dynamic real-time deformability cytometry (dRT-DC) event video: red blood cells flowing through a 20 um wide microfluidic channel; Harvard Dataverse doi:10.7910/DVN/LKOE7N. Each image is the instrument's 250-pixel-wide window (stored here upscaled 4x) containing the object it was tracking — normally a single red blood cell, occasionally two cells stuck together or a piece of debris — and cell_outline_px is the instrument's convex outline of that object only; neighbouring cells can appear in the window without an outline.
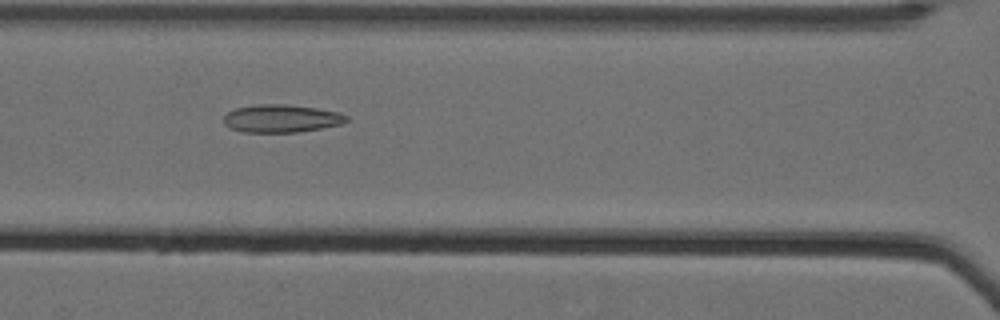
{"species": "Egyptian fruit bat (a non-hibernating species)", "species_latin": "Rousettus aegyptiacus", "temperature_condition": "cold", "stored_images_in_passage": 46, "camera_frame_rate_fps": 3000, "um_per_image_px": 0.085, "animal": {"sex": "female"}, "frame": {"image": 1, "passage_image": 16, "time_ms": 5.0, "image_size_px": [1000, 320], "cell_outline_px": [[348, 120], [340, 124], [320, 128], [296, 132], [244, 132], [232, 128], [224, 124], [224, 116], [228, 112], [236, 108], [256, 104], [284, 104], [316, 108], [340, 112], [348, 116]], "centroid_in_image_um": [23.92, 10.06], "position_along_channel_um": 142.7, "area_um2": 19.77}}
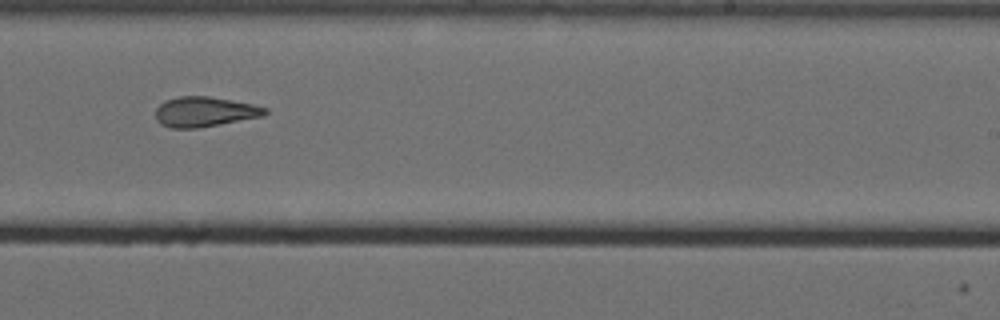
{"frame": {"image": 2, "passage_image": 27, "time_ms": 8.667, "image_size_px": [1000, 320], "cell_outline_px": [[268, 112], [264, 116], [220, 124], [196, 128], [172, 128], [160, 124], [156, 120], [156, 108], [164, 100], [180, 96], [208, 96], [252, 104], [268, 108]], "centroid_in_image_um": [17.38, 9.5], "position_along_channel_um": 271.6, "area_um2": 19.13}}
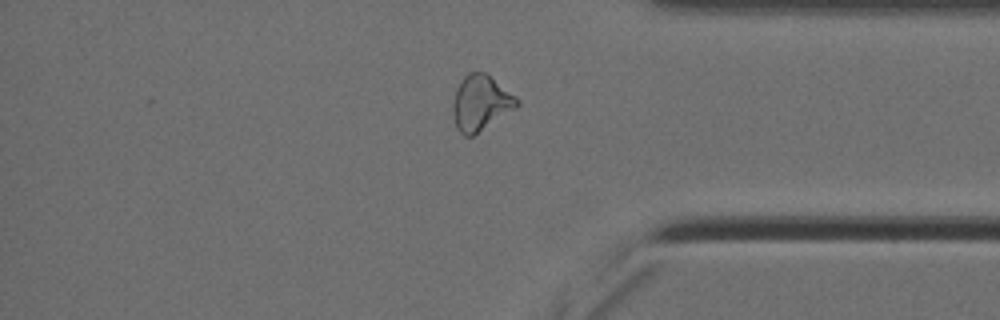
{"frame": {"image": 3, "passage_image": 38, "time_ms": 12.333, "image_size_px": [1000, 320], "cell_outline_px": [[520, 104], [516, 108], [472, 136], [464, 136], [456, 128], [452, 112], [452, 104], [456, 88], [460, 80], [468, 72], [484, 72], [516, 96], [520, 100]], "centroid_in_image_um": [40.84, 8.75], "position_along_channel_um": 394.4, "area_um2": 20.63}, "authors_computed_cell_mechanics": {"area_um2": 19.7676, "velocity_mm_per_s": 3.5204, "shape_relaxation_time_tau1_ms": null, "shape_relaxation_time_tau2_ms": 4.3007, "deformation_change_tau1": null, "deformation_change_tau2": 0.1431}}